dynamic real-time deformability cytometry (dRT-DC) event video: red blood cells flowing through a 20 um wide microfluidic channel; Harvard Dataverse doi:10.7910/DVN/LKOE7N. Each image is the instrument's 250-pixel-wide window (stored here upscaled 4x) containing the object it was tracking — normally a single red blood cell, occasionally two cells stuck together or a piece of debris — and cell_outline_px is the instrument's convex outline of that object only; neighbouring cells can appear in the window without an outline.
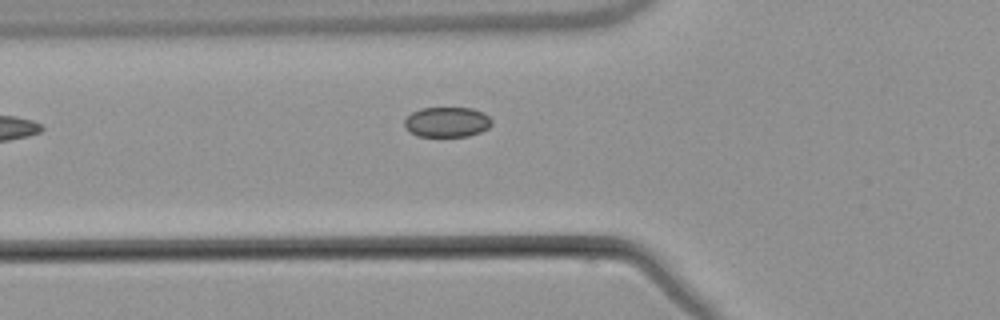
{"species": "common noctule bat (a hibernating species)", "species_latin": "Nyctalus noctula", "temperature_condition": "warm", "stored_images_in_passage": 5, "camera_frame_rate_fps": 3000, "um_per_image_px": 0.085, "animal": {"sex": "male", "body_mass_g": 21.5, "forearm_length_mm": 52.0}, "frame": {"image": 1, "passage_image": 5, "time_ms": 5.667, "image_size_px": [1000, 320], "cell_outline_px": [[492, 124], [488, 128], [480, 132], [468, 136], [420, 136], [408, 132], [404, 128], [404, 120], [412, 112], [420, 108], [472, 108], [484, 112], [492, 120]], "centroid_in_image_um": [37.98, 10.37], "position_along_channel_um": 87.8, "area_um2": 15.43}}